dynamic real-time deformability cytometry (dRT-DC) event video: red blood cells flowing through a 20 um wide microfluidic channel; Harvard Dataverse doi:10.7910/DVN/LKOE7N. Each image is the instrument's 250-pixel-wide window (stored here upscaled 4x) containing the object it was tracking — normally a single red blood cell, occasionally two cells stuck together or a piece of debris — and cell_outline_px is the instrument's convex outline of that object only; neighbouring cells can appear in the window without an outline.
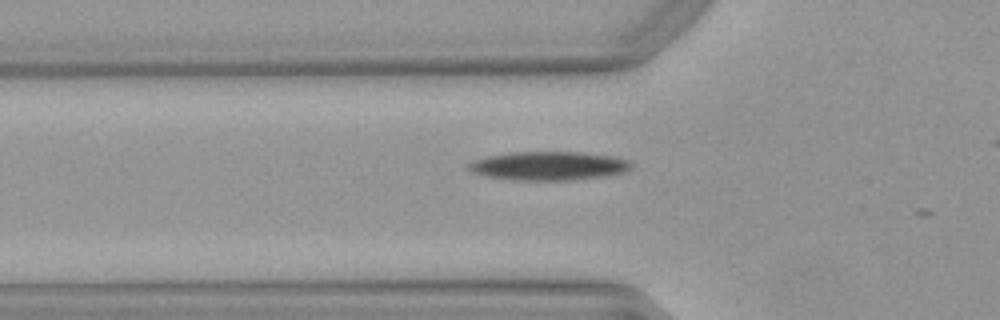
{"species": "Egyptian fruit bat (a non-hibernating species)", "species_latin": "Rousettus aegyptiacus", "temperature_condition": "warm", "stored_images_in_passage": 36, "camera_frame_rate_fps": 3000, "um_per_image_px": 0.085, "animal": {"sex": "female"}, "frame": {"image": 1, "passage_image": 8, "time_ms": 2.333, "image_size_px": [1000, 320], "cell_outline_px": [[632, 168], [624, 172], [600, 176], [568, 180], [512, 180], [484, 176], [472, 172], [464, 164], [472, 160], [488, 156], [512, 152], [580, 152], [616, 156], [628, 160], [632, 164]], "centroid_in_image_um": [46.59, 14.09], "position_along_channel_um": 79.2, "area_um2": 27.34}}
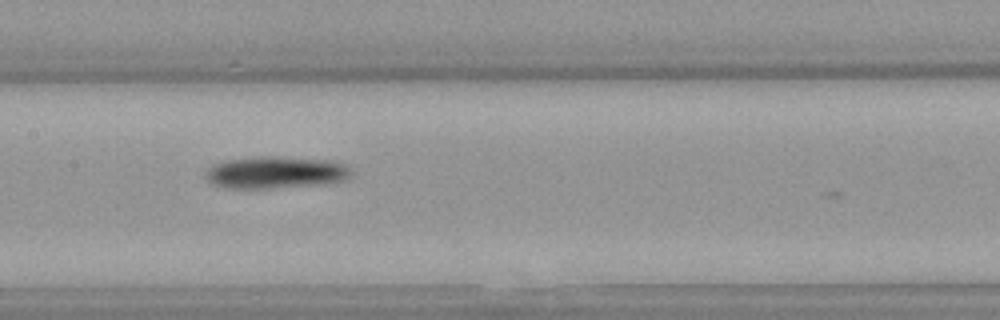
{"frame": {"image": 2, "passage_image": 16, "time_ms": 5.0, "image_size_px": [1000, 320], "cell_outline_px": [[352, 176], [348, 180], [324, 184], [268, 188], [228, 188], [212, 184], [204, 176], [204, 172], [212, 164], [224, 160], [256, 156], [272, 156], [336, 160], [348, 164], [352, 168]], "centroid_in_image_um": [23.49, 14.64], "position_along_channel_um": 183.9, "area_um2": 27.98}}
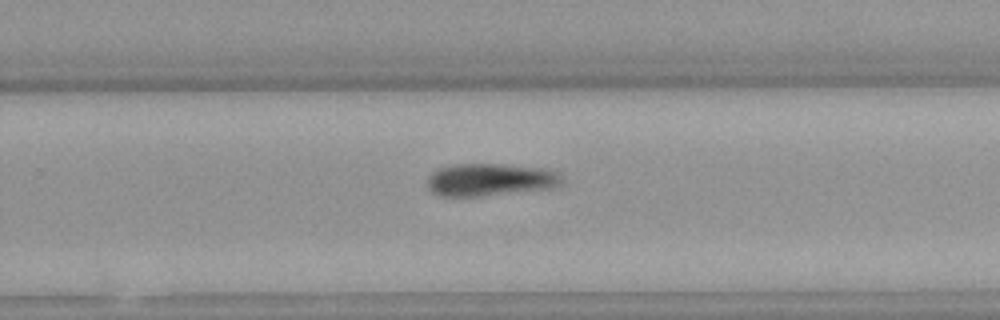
{"frame": {"image": 3, "passage_image": 24, "time_ms": 7.667, "image_size_px": [1000, 320], "cell_outline_px": [[564, 180], [556, 188], [480, 196], [440, 196], [432, 192], [428, 188], [428, 176], [432, 172], [440, 168], [456, 164], [500, 164], [552, 168]], "centroid_in_image_um": [41.72, 15.27], "position_along_channel_um": 288.1, "area_um2": 25.78}}